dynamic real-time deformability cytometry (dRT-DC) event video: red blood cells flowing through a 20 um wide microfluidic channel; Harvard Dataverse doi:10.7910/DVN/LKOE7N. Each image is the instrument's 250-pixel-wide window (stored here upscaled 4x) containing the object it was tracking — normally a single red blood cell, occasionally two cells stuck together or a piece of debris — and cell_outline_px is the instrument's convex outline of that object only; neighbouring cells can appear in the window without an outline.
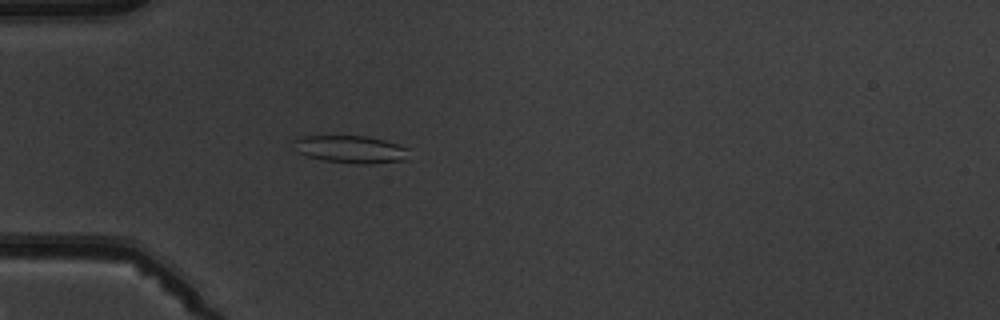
{"species": "common noctule bat (a hibernating species)", "species_latin": "Nyctalus noctula", "temperature_condition": "warm", "stored_images_in_passage": 5, "camera_frame_rate_fps": 3000, "um_per_image_px": 0.085, "animal": {"sex": "male", "body_mass_g": 19.5, "forearm_length_mm": 54.6}, "frame": {"image": 1, "passage_image": 5, "time_ms": 4.667, "image_size_px": [1000, 320], "cell_outline_px": [[408, 160], [364, 164], [360, 164], [324, 160], [308, 156], [296, 152], [292, 140], [304, 136], [364, 136], [384, 140], [408, 148]], "centroid_in_image_um": [29.8, 12.69], "position_along_channel_um": 55.2, "area_um2": 18.38}}